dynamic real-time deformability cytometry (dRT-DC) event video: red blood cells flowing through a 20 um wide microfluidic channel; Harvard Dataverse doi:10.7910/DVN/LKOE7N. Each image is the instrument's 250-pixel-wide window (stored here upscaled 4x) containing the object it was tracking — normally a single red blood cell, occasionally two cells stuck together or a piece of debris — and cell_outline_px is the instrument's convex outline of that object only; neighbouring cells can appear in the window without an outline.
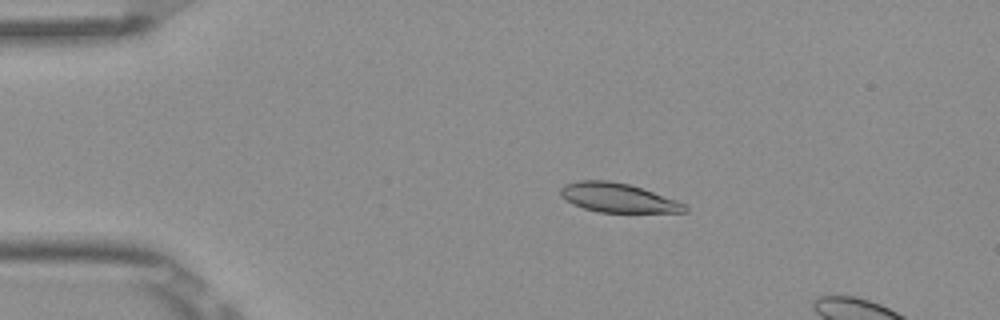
{"species": "Egyptian fruit bat (a non-hibernating species)", "species_latin": "Rousettus aegyptiacus", "temperature_condition": "room temperature", "stored_images_in_passage": 6, "camera_frame_rate_fps": 3000, "um_per_image_px": 0.085, "frame": {"image": 1, "passage_image": 4, "time_ms": 1.0, "image_size_px": [1000, 320], "cell_outline_px": [[688, 212], [596, 212], [572, 204], [560, 196], [560, 188], [564, 184], [576, 180], [608, 180], [628, 184], [676, 200], [684, 204], [688, 208]], "centroid_in_image_um": [52.46, 16.81], "position_along_channel_um": 32.5, "area_um2": 21.04}}